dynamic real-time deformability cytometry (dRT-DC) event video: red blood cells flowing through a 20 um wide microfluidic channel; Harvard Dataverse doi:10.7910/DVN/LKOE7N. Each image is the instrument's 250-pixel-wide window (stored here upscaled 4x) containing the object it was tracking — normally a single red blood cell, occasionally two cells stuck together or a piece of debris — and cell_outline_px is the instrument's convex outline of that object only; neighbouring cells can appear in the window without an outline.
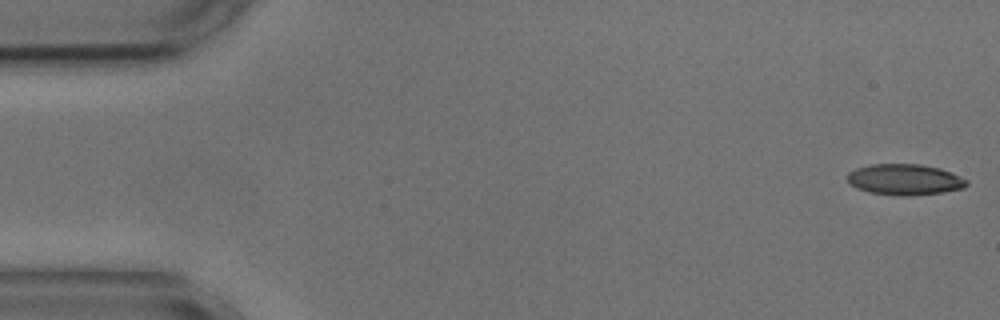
{"species": "common noctule bat (a hibernating species)", "species_latin": "Nyctalus noctula", "temperature_condition": "cold", "stored_images_in_passage": 54, "camera_frame_rate_fps": 3000, "um_per_image_px": 0.085, "animal": {"sex": "male", "body_mass_g": 17.9, "forearm_length_mm": 54.2}, "frame": {"image": 1, "passage_image": 1, "time_ms": 0.0, "image_size_px": [1000, 320], "cell_outline_px": [[968, 184], [964, 188], [944, 192], [908, 196], [904, 196], [868, 192], [856, 188], [848, 184], [848, 172], [856, 168], [872, 164], [920, 164], [940, 168], [960, 176], [968, 180]], "centroid_in_image_um": [76.9, 15.26], "position_along_channel_um": 8.1, "area_um2": 21.62}}
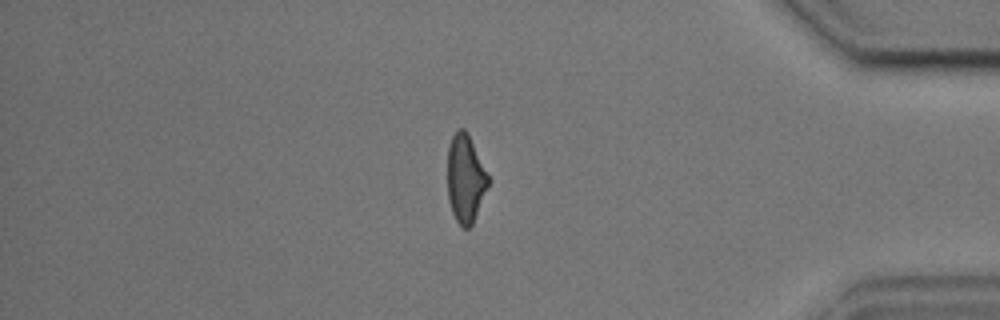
{"frame": {"image": 2, "passage_image": 46, "time_ms": 15.0, "image_size_px": [1000, 320], "cell_outline_px": [[488, 184], [472, 224], [468, 228], [464, 228], [456, 220], [452, 212], [448, 200], [448, 144], [456, 128], [464, 128], [468, 132], [488, 176]], "centroid_in_image_um": [39.53, 15.13], "position_along_channel_um": 395.7, "area_um2": 20.58}}
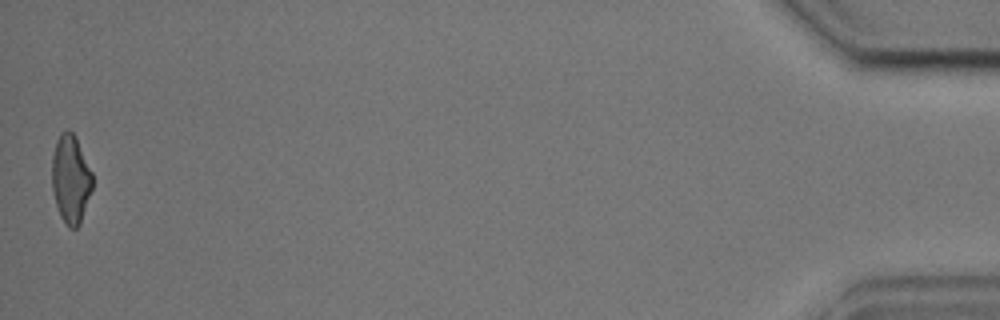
{"frame": {"image": 3, "passage_image": 54, "time_ms": 17.667, "image_size_px": [1000, 320], "cell_outline_px": [[92, 188], [80, 224], [76, 228], [68, 228], [64, 224], [60, 216], [56, 204], [52, 188], [52, 156], [56, 140], [60, 132], [68, 128], [76, 136], [92, 172]], "centroid_in_image_um": [6.0, 15.2], "position_along_channel_um": 429.2, "area_um2": 21.04}, "authors_computed_cell_mechanics": {"area_um2": 22.3108, "velocity_mm_per_s": 3.6167, "shape_relaxation_time_tau1_ms": 3.9332, "shape_relaxation_time_tau2_ms": 2.0297, "deformation_change_tau1": 0.1366, "deformation_change_tau2": 0.1011}}